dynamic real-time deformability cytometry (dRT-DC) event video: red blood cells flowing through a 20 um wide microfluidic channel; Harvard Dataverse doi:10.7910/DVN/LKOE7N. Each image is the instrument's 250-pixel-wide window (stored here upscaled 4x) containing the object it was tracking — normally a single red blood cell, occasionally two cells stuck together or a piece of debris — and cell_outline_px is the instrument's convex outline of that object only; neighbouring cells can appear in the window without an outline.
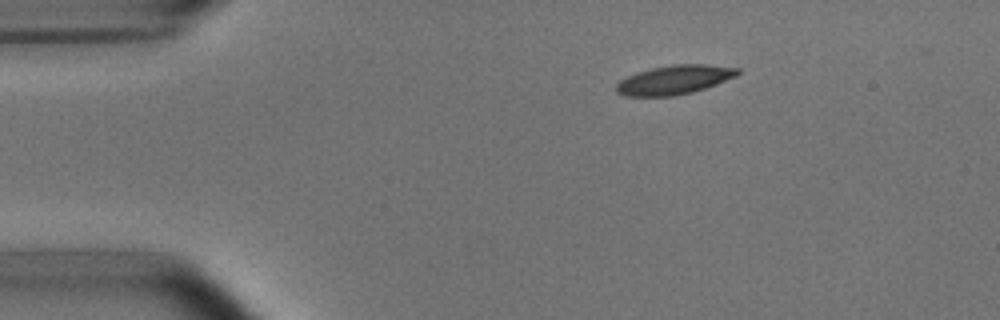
{"species": "common noctule bat (a hibernating species)", "species_latin": "Nyctalus noctula", "temperature_condition": "room temperature", "stored_images_in_passage": 5, "camera_frame_rate_fps": 3000, "um_per_image_px": 0.085, "animal": {"sex": "male", "body_mass_g": 15.6}, "frame": {"image": 1, "passage_image": 1, "time_ms": 0.0, "image_size_px": [1000, 320], "cell_outline_px": [[740, 72], [736, 76], [716, 84], [692, 92], [676, 96], [624, 96], [616, 92], [616, 84], [620, 80], [636, 72], [652, 68], [672, 64], [708, 64], [740, 68]], "centroid_in_image_um": [57.31, 6.78], "position_along_channel_um": 27.7, "area_um2": 20.63}}
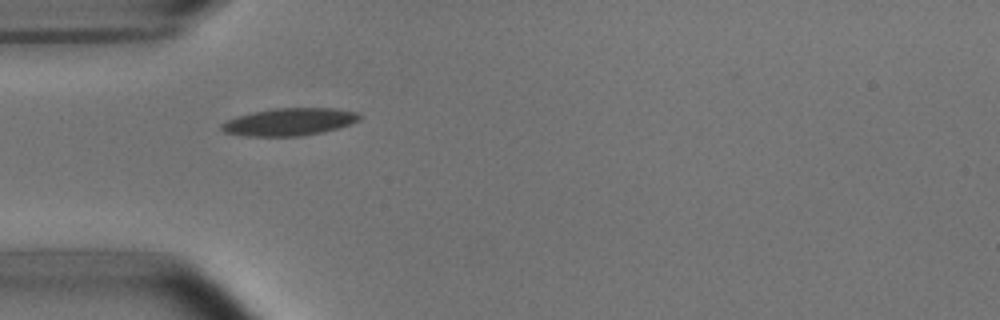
{"frame": {"image": 2, "passage_image": 3, "time_ms": 2.333, "image_size_px": [1000, 320], "cell_outline_px": [[360, 120], [324, 132], [300, 136], [244, 136], [224, 132], [220, 128], [220, 124], [236, 116], [252, 112], [276, 108], [336, 108], [356, 112], [360, 116]], "centroid_in_image_um": [24.56, 10.36], "position_along_channel_um": 60.4, "area_um2": 22.02}}
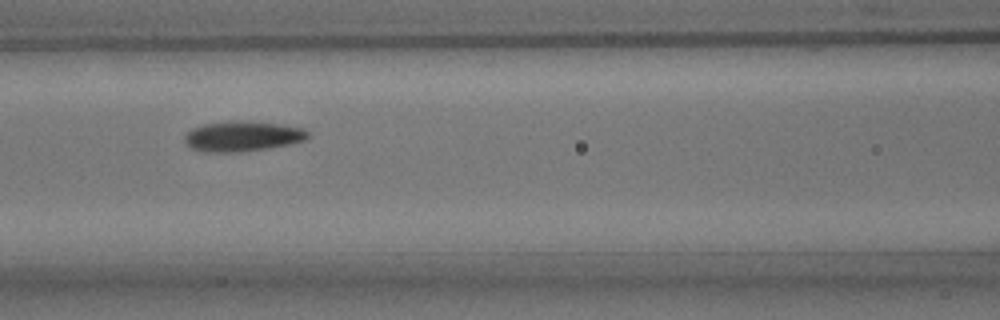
{"frame": {"image": 3, "passage_image": 5, "time_ms": 4.667, "image_size_px": [1000, 320], "cell_outline_px": [[308, 136], [304, 140], [288, 144], [268, 148], [240, 152], [208, 152], [192, 148], [184, 140], [184, 136], [192, 128], [204, 124], [236, 120], [244, 120], [280, 124], [304, 128], [308, 132]], "centroid_in_image_um": [20.61, 11.57], "position_along_channel_um": 146.0, "area_um2": 21.62}}